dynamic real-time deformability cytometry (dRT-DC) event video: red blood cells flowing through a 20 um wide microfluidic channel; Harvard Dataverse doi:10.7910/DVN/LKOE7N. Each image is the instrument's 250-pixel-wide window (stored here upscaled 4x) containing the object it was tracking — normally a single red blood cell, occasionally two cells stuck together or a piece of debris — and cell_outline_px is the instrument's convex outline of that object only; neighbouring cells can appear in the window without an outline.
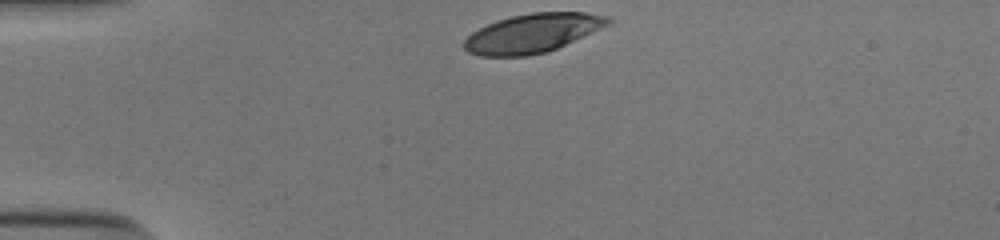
{"species": "human", "species_latin": "Homo sapiens", "temperature_condition": "cold", "stored_images_in_passage": 31, "camera_frame_rate_fps": 3000, "um_per_image_px": 0.085, "donor": {"sex": "male"}, "frame": {"image": 1, "passage_image": 1, "time_ms": 0.0, "image_size_px": [1000, 240], "cell_outline_px": [[612, 20], [608, 24], [548, 52], [528, 56], [480, 56], [468, 52], [464, 48], [464, 40], [472, 32], [496, 20], [512, 16], [532, 12], [584, 12], [608, 16]], "centroid_in_image_um": [45.22, 2.82], "position_along_channel_um": 39.8, "area_um2": 32.31}}
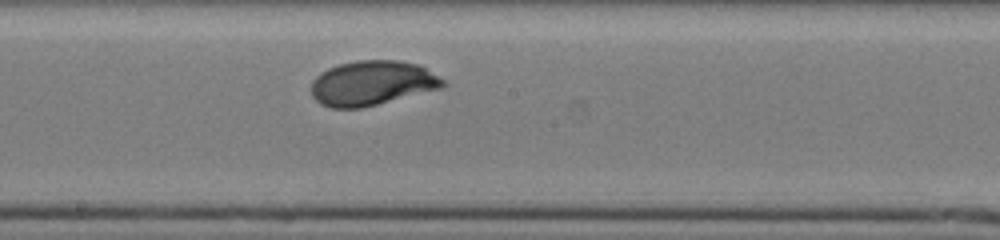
{"frame": {"image": 2, "passage_image": 18, "time_ms": 5.667, "image_size_px": [1000, 240], "cell_outline_px": [[448, 84], [444, 88], [360, 108], [332, 108], [320, 104], [312, 96], [312, 80], [320, 72], [328, 68], [340, 64], [356, 60], [396, 60], [420, 64], [444, 80]], "centroid_in_image_um": [31.65, 7.06], "position_along_channel_um": 216.5, "area_um2": 34.51}}
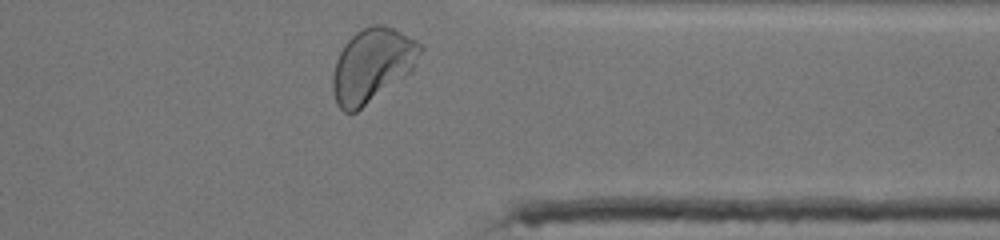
{"frame": {"image": 3, "passage_image": 31, "time_ms": 10.0, "image_size_px": [1000, 240], "cell_outline_px": [[424, 48], [412, 68], [408, 72], [356, 112], [344, 112], [336, 104], [332, 92], [332, 76], [336, 60], [344, 44], [356, 32], [372, 24], [384, 24], [416, 40]], "centroid_in_image_um": [31.59, 5.52], "position_along_channel_um": 379.8, "area_um2": 36.88}, "authors_computed_cell_mechanics": {"area_um2": 33.813, "velocity_mm_per_s": 3.8612, "shape_relaxation_time_tau1_ms": 1.8873, "shape_relaxation_time_tau2_ms": null, "deformation_change_tau1": 0.1292, "deformation_change_tau2": null}}